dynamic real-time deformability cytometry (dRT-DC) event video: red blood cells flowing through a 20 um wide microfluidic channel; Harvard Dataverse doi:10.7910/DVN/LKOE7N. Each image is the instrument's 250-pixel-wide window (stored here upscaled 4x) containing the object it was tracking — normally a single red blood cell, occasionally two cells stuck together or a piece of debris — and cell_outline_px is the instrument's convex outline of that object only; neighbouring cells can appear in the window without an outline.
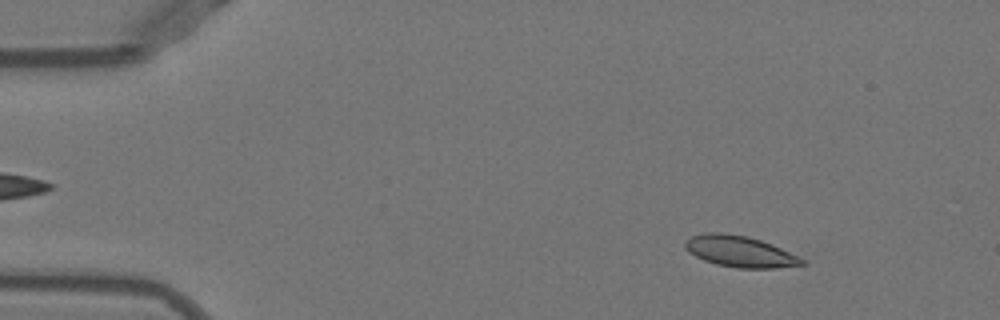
{"species": "Egyptian fruit bat (a non-hibernating species)", "species_latin": "Rousettus aegyptiacus", "temperature_condition": "warm", "stored_images_in_passage": 15, "camera_frame_rate_fps": 3000, "um_per_image_px": 0.085, "animal": {"sex": "female"}, "frame": {"image": 1, "passage_image": 6, "time_ms": 1.667, "image_size_px": [1000, 320], "cell_outline_px": [[808, 264], [776, 268], [736, 268], [716, 264], [704, 260], [688, 252], [684, 248], [684, 240], [692, 236], [704, 232], [720, 232], [748, 236], [772, 244], [804, 260]], "centroid_in_image_um": [62.84, 21.37], "position_along_channel_um": 22.2, "area_um2": 21.27}}